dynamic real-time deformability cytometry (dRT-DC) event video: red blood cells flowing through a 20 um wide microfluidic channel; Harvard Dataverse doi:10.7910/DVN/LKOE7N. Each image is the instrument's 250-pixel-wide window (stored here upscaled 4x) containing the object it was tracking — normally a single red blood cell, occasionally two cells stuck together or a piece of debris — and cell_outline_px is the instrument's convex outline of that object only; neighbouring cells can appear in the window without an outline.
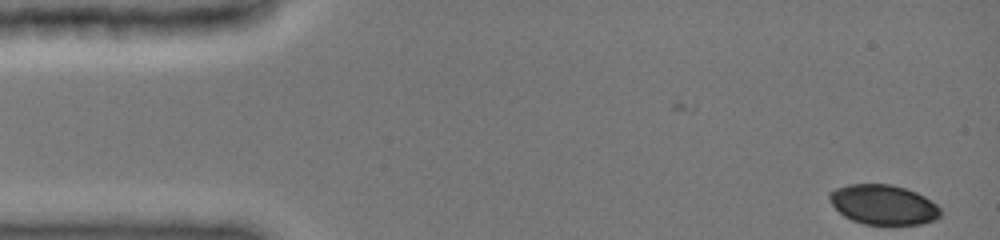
{"species": "common noctule bat (a hibernating species)", "species_latin": "Nyctalus noctula", "temperature_condition": "cold", "stored_images_in_passage": 2, "camera_frame_rate_fps": 3000, "um_per_image_px": 0.085, "animal": {"sex": "female", "body_mass_g": 19.0, "forearm_length_mm": 51.5}, "frame": {"image": 1, "passage_image": 2, "time_ms": 0.333, "image_size_px": [1000, 240], "cell_outline_px": [[940, 216], [936, 220], [920, 224], [864, 224], [852, 220], [844, 216], [832, 204], [828, 196], [828, 192], [836, 188], [848, 184], [892, 184], [916, 192], [924, 196], [936, 204], [940, 208]], "centroid_in_image_um": [75.08, 17.39], "position_along_channel_um": 9.9, "area_um2": 25.72}}